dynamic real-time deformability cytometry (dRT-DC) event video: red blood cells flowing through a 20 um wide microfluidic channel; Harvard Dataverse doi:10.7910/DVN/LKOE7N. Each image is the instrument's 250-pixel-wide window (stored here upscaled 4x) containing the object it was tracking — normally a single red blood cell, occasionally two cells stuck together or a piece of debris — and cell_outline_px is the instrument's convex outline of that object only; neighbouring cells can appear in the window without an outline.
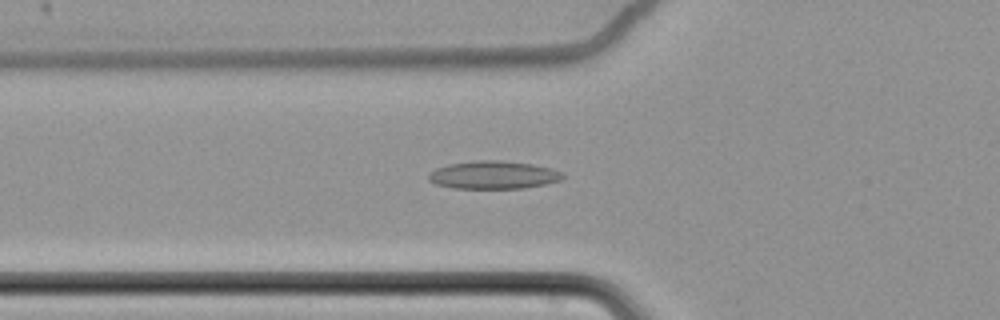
{"species": "common noctule bat (a hibernating species)", "species_latin": "Nyctalus noctula", "temperature_condition": "cold", "stored_images_in_passage": 63, "camera_frame_rate_fps": 3000, "um_per_image_px": 0.085, "animal": {"sex": "female", "body_mass_g": 22.7, "forearm_length_mm": 54.2}, "frame": {"image": 1, "passage_image": 25, "time_ms": 8.0, "image_size_px": [1000, 320], "cell_outline_px": [[564, 176], [560, 180], [548, 184], [524, 188], [452, 188], [436, 184], [428, 180], [428, 176], [436, 168], [448, 164], [476, 160], [500, 160], [532, 164], [552, 168], [564, 172]], "centroid_in_image_um": [41.98, 14.87], "position_along_channel_um": 83.8, "area_um2": 21.96}}
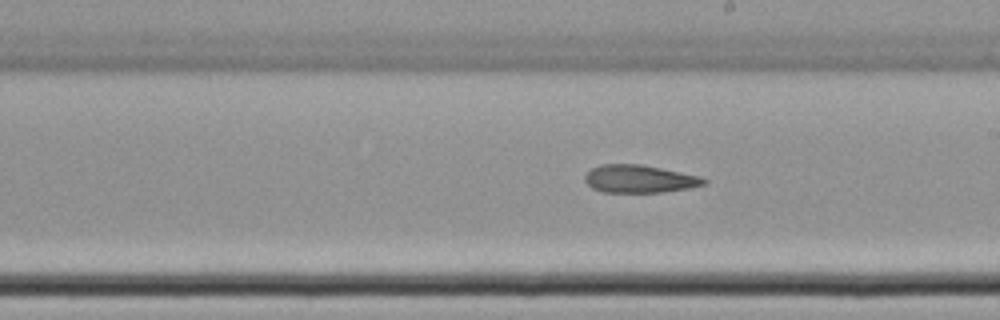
{"frame": {"image": 2, "passage_image": 38, "time_ms": 12.333, "image_size_px": [1000, 320], "cell_outline_px": [[708, 180], [704, 184], [688, 188], [664, 192], [604, 192], [592, 188], [584, 180], [584, 176], [592, 168], [600, 164], [640, 164], [700, 176]], "centroid_in_image_um": [54.33, 15.2], "position_along_channel_um": 234.7, "area_um2": 19.13}}
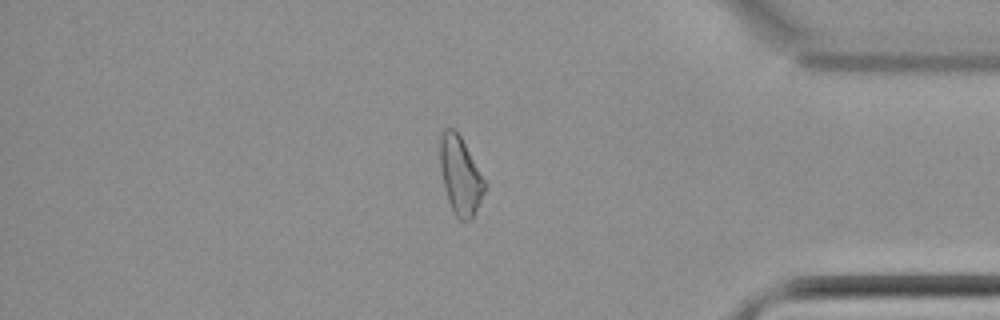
{"frame": {"image": 3, "passage_image": 54, "time_ms": 17.667, "image_size_px": [1000, 320], "cell_outline_px": [[488, 184], [472, 220], [460, 220], [456, 216], [448, 200], [444, 188], [440, 168], [440, 136], [444, 128], [452, 128], [460, 136]], "centroid_in_image_um": [39.14, 14.94], "position_along_channel_um": 396.1, "area_um2": 20.29}, "authors_computed_cell_mechanics": {"area_um2": 21.386, "velocity_mm_per_s": 3.4906, "shape_relaxation_time_tau1_ms": null, "shape_relaxation_time_tau2_ms": 5.6966, "deformation_change_tau1": null, "deformation_change_tau2": 0.136}}